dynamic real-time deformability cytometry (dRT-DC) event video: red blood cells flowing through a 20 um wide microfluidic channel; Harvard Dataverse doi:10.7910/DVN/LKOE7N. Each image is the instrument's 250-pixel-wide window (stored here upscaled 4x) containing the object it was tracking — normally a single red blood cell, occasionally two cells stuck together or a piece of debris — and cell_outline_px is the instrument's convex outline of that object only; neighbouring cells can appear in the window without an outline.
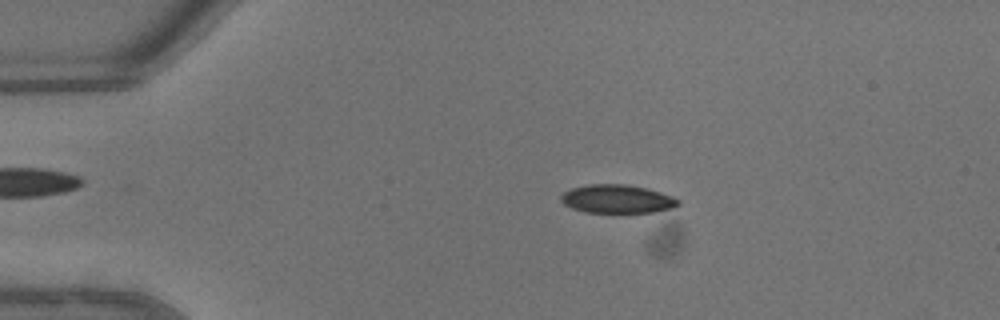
{"species": "common noctule bat (a hibernating species)", "species_latin": "Nyctalus noctula", "temperature_condition": "warm", "stored_images_in_passage": 44, "camera_frame_rate_fps": 3000, "um_per_image_px": 0.085, "animal": {"sex": "male", "body_mass_g": 13.3}, "frame": {"image": 1, "passage_image": 9, "time_ms": 2.667, "image_size_px": [1000, 320], "cell_outline_px": [[680, 204], [672, 208], [652, 212], [584, 212], [572, 208], [564, 204], [560, 200], [560, 196], [564, 192], [572, 188], [588, 184], [624, 184], [644, 188], [660, 192], [672, 196], [680, 200]], "centroid_in_image_um": [52.44, 16.91], "position_along_channel_um": 32.6, "area_um2": 19.31}}
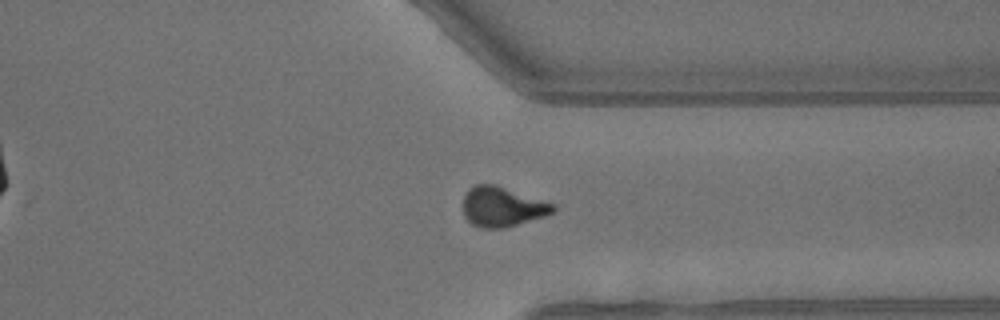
{"frame": {"image": 2, "passage_image": 34, "time_ms": 11.0, "image_size_px": [1000, 320], "cell_outline_px": [[556, 208], [552, 212], [544, 216], [504, 228], [480, 228], [472, 224], [464, 216], [464, 196], [468, 188], [476, 184], [496, 184], [556, 204]], "centroid_in_image_um": [42.68, 17.56], "position_along_channel_um": 368.7, "area_um2": 20.92}}
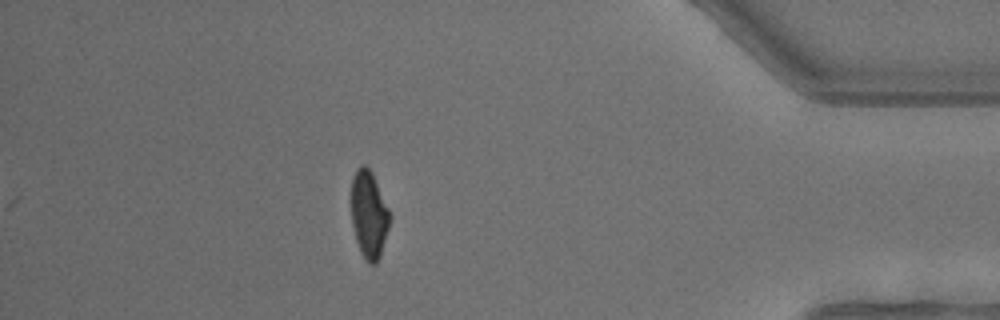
{"frame": {"image": 3, "passage_image": 39, "time_ms": 12.667, "image_size_px": [1000, 320], "cell_outline_px": [[392, 216], [380, 256], [376, 264], [368, 264], [360, 252], [356, 240], [352, 224], [352, 176], [356, 168], [360, 164], [364, 164], [372, 172]], "centroid_in_image_um": [31.37, 18.23], "position_along_channel_um": 403.8, "area_um2": 19.71}, "authors_computed_cell_mechanics": {"area_um2": 20.4034, "velocity_mm_per_s": 4.6809, "shape_relaxation_time_tau1_ms": 4.0113, "shape_relaxation_time_tau2_ms": 5.272, "deformation_change_tau1": 0.1524, "deformation_change_tau2": 0.0855}}